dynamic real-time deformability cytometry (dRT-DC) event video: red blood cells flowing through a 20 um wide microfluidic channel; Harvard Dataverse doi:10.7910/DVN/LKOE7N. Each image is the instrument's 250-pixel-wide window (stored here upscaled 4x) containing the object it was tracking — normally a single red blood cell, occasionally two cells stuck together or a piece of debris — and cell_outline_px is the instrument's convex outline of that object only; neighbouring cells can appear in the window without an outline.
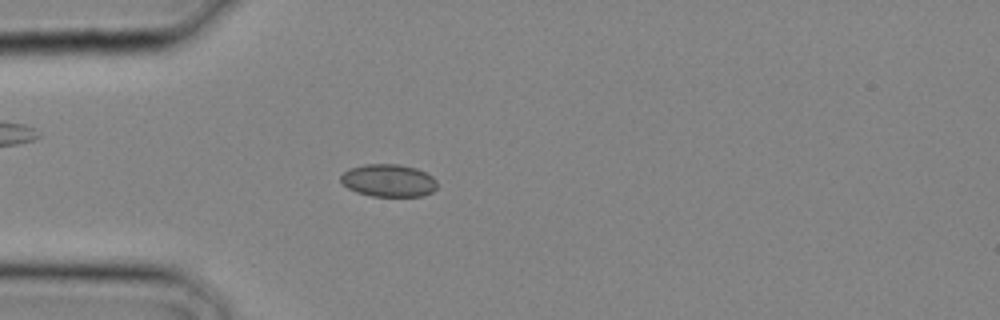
{"species": "common noctule bat (a hibernating species)", "species_latin": "Nyctalus noctula", "temperature_condition": "cold", "stored_images_in_passage": 28, "camera_frame_rate_fps": 3000, "um_per_image_px": 0.085, "animal": {"sex": "male", "body_mass_g": 20.4}, "frame": {"image": 1, "passage_image": 8, "time_ms": 2.333, "image_size_px": [1000, 320], "cell_outline_px": [[436, 188], [432, 192], [424, 196], [372, 196], [356, 192], [348, 188], [340, 180], [340, 176], [348, 168], [364, 164], [400, 164], [416, 168], [432, 176], [436, 180]], "centroid_in_image_um": [33.01, 15.34], "position_along_channel_um": 52.0, "area_um2": 18.38}}
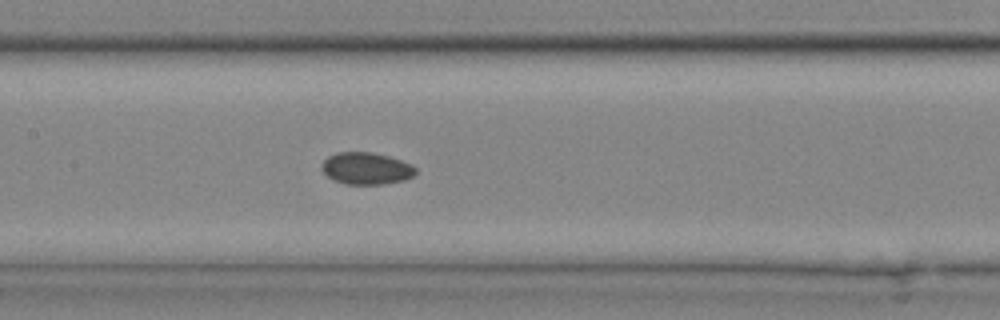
{"frame": {"image": 2, "passage_image": 14, "time_ms": 4.333, "image_size_px": [1000, 320], "cell_outline_px": [[416, 172], [412, 176], [404, 180], [384, 184], [348, 184], [336, 180], [328, 176], [320, 168], [320, 164], [328, 156], [336, 152], [372, 152], [388, 156], [412, 164], [416, 168]], "centroid_in_image_um": [31.13, 14.3], "position_along_channel_um": 176.3, "area_um2": 17.46}}
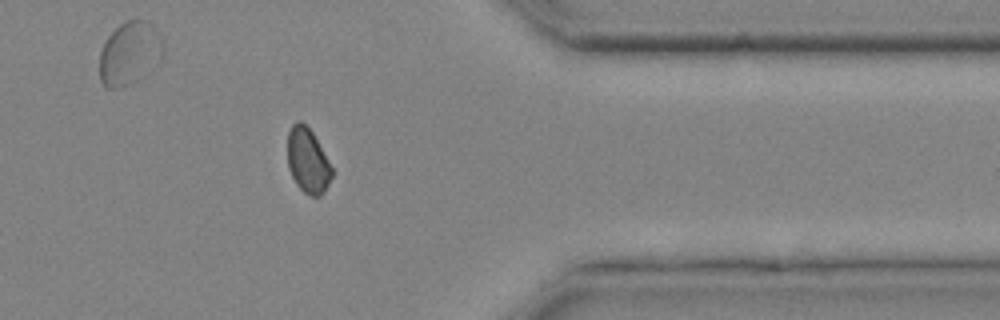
{"frame": {"image": 3, "passage_image": 24, "time_ms": 7.667, "image_size_px": [1000, 320], "cell_outline_px": [[332, 176], [324, 192], [320, 196], [312, 196], [304, 192], [296, 184], [288, 168], [288, 132], [292, 124], [296, 120], [300, 120], [312, 132], [332, 168]], "centroid_in_image_um": [26.14, 13.66], "position_along_channel_um": 385.3, "area_um2": 16.53}}